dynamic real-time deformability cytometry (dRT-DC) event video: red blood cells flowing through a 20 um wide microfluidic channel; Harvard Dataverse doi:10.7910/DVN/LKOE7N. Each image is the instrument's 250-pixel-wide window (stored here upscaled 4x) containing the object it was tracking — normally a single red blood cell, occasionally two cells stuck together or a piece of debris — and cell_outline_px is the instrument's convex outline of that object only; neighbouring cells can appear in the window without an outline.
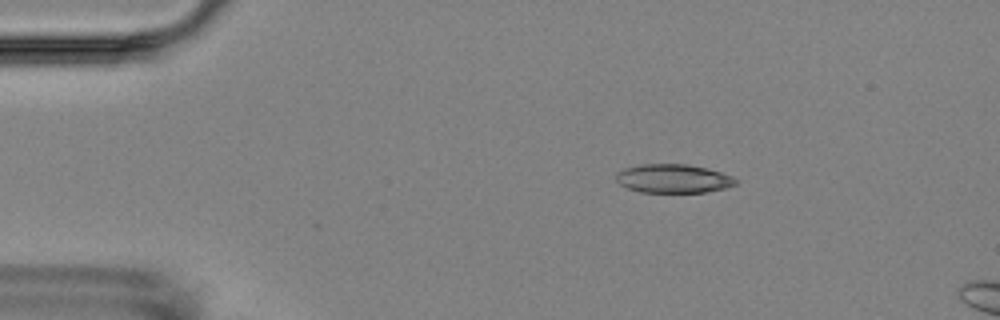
{"species": "Egyptian fruit bat (a non-hibernating species)", "species_latin": "Rousettus aegyptiacus", "temperature_condition": "room temperature", "stored_images_in_passage": 5, "camera_frame_rate_fps": 3000, "um_per_image_px": 0.085, "animal": {"sex": "female"}, "frame": {"image": 1, "passage_image": 2, "time_ms": 1.333, "image_size_px": [1000, 320], "cell_outline_px": [[740, 180], [736, 184], [724, 188], [704, 192], [640, 192], [628, 188], [620, 184], [616, 180], [616, 172], [624, 168], [640, 164], [688, 164], [720, 172], [732, 176]], "centroid_in_image_um": [57.21, 15.17], "position_along_channel_um": 27.8, "area_um2": 20.0}}